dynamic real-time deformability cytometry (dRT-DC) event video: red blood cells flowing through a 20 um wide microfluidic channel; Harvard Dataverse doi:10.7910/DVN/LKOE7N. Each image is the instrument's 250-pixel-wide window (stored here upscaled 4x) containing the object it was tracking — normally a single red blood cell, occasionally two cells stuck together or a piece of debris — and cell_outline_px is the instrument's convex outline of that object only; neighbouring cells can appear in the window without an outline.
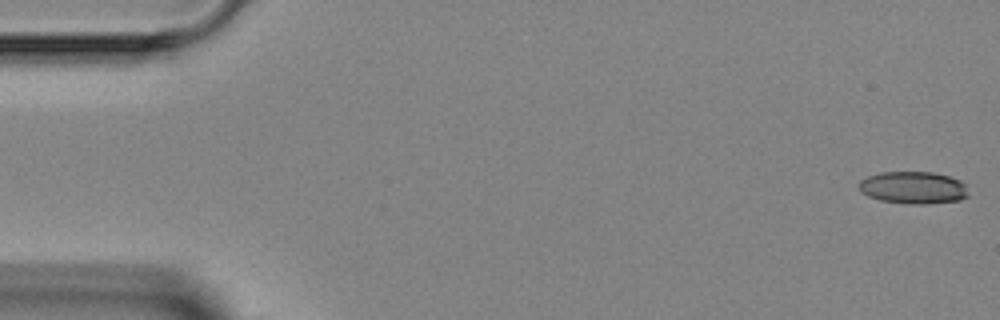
{"species": "Egyptian fruit bat (a non-hibernating species)", "species_latin": "Rousettus aegyptiacus", "temperature_condition": "room temperature", "stored_images_in_passage": 5, "camera_frame_rate_fps": 3000, "um_per_image_px": 0.085, "animal": {"sex": "female"}, "frame": {"image": 1, "passage_image": 1, "time_ms": 0.0, "image_size_px": [1000, 320], "cell_outline_px": [[968, 196], [960, 200], [924, 204], [908, 204], [880, 200], [868, 196], [860, 192], [860, 180], [868, 176], [880, 172], [932, 172], [948, 176], [960, 180], [968, 184]], "centroid_in_image_um": [77.66, 15.95], "position_along_channel_um": 7.3, "area_um2": 20.75}}